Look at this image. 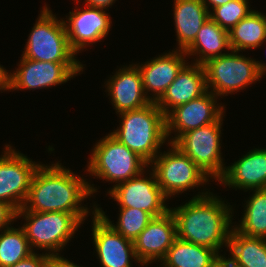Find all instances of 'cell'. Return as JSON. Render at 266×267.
I'll return each mask as SVG.
<instances>
[{"label":"cell","mask_w":266,"mask_h":267,"mask_svg":"<svg viewBox=\"0 0 266 267\" xmlns=\"http://www.w3.org/2000/svg\"><path fill=\"white\" fill-rule=\"evenodd\" d=\"M96 190L93 184L74 175L61 163L51 166L40 164L32 178L26 202L18 211L66 212L84 222L89 210L81 205V201L93 195Z\"/></svg>","instance_id":"cell-1"},{"label":"cell","mask_w":266,"mask_h":267,"mask_svg":"<svg viewBox=\"0 0 266 267\" xmlns=\"http://www.w3.org/2000/svg\"><path fill=\"white\" fill-rule=\"evenodd\" d=\"M231 207L218 196L202 192L184 205L170 208L176 221L177 238L211 248L219 254L223 245L228 246L234 227Z\"/></svg>","instance_id":"cell-2"},{"label":"cell","mask_w":266,"mask_h":267,"mask_svg":"<svg viewBox=\"0 0 266 267\" xmlns=\"http://www.w3.org/2000/svg\"><path fill=\"white\" fill-rule=\"evenodd\" d=\"M119 117L121 126L110 134L150 164L167 140L165 115L156 102H151Z\"/></svg>","instance_id":"cell-3"},{"label":"cell","mask_w":266,"mask_h":267,"mask_svg":"<svg viewBox=\"0 0 266 267\" xmlns=\"http://www.w3.org/2000/svg\"><path fill=\"white\" fill-rule=\"evenodd\" d=\"M213 57L203 63L207 90L215 96H226L260 81L265 75L266 65L250 57L239 55L237 51ZM211 88V89H209Z\"/></svg>","instance_id":"cell-4"},{"label":"cell","mask_w":266,"mask_h":267,"mask_svg":"<svg viewBox=\"0 0 266 267\" xmlns=\"http://www.w3.org/2000/svg\"><path fill=\"white\" fill-rule=\"evenodd\" d=\"M49 9L45 5L41 10L22 57L42 62L81 63L69 45L64 20H58Z\"/></svg>","instance_id":"cell-5"},{"label":"cell","mask_w":266,"mask_h":267,"mask_svg":"<svg viewBox=\"0 0 266 267\" xmlns=\"http://www.w3.org/2000/svg\"><path fill=\"white\" fill-rule=\"evenodd\" d=\"M148 165L137 153L108 134L95 144L86 170L103 181L119 184L144 172Z\"/></svg>","instance_id":"cell-6"},{"label":"cell","mask_w":266,"mask_h":267,"mask_svg":"<svg viewBox=\"0 0 266 267\" xmlns=\"http://www.w3.org/2000/svg\"><path fill=\"white\" fill-rule=\"evenodd\" d=\"M22 216L26 220L22 228L32 250L33 247L40 248L49 255L63 249L83 223L74 214L66 212H16V218Z\"/></svg>","instance_id":"cell-7"},{"label":"cell","mask_w":266,"mask_h":267,"mask_svg":"<svg viewBox=\"0 0 266 267\" xmlns=\"http://www.w3.org/2000/svg\"><path fill=\"white\" fill-rule=\"evenodd\" d=\"M171 149L158 154L149 165H154L157 183L163 194L169 198L194 187L206 185L209 176L185 155L176 145L168 143Z\"/></svg>","instance_id":"cell-8"},{"label":"cell","mask_w":266,"mask_h":267,"mask_svg":"<svg viewBox=\"0 0 266 267\" xmlns=\"http://www.w3.org/2000/svg\"><path fill=\"white\" fill-rule=\"evenodd\" d=\"M223 115L214 123L184 133L175 143L210 178L219 180L225 173L221 158V126Z\"/></svg>","instance_id":"cell-9"},{"label":"cell","mask_w":266,"mask_h":267,"mask_svg":"<svg viewBox=\"0 0 266 267\" xmlns=\"http://www.w3.org/2000/svg\"><path fill=\"white\" fill-rule=\"evenodd\" d=\"M19 67L6 74V89L32 90L52 87L69 81L83 72L81 63H54L31 60L22 57Z\"/></svg>","instance_id":"cell-10"},{"label":"cell","mask_w":266,"mask_h":267,"mask_svg":"<svg viewBox=\"0 0 266 267\" xmlns=\"http://www.w3.org/2000/svg\"><path fill=\"white\" fill-rule=\"evenodd\" d=\"M11 148L6 145L0 156V201L17 212L26 202L32 178L40 164Z\"/></svg>","instance_id":"cell-11"},{"label":"cell","mask_w":266,"mask_h":267,"mask_svg":"<svg viewBox=\"0 0 266 267\" xmlns=\"http://www.w3.org/2000/svg\"><path fill=\"white\" fill-rule=\"evenodd\" d=\"M142 175L144 176L143 172L127 181L115 184L108 193L119 203L120 208L141 209L153 217L164 215L170 210L165 203L168 198L158 185L154 172L149 174L150 178Z\"/></svg>","instance_id":"cell-12"},{"label":"cell","mask_w":266,"mask_h":267,"mask_svg":"<svg viewBox=\"0 0 266 267\" xmlns=\"http://www.w3.org/2000/svg\"><path fill=\"white\" fill-rule=\"evenodd\" d=\"M217 96L207 91L200 97L172 109L166 116V137L175 132L169 143H175L184 133L216 122L224 106H217ZM177 132V133H176ZM177 134V135H176Z\"/></svg>","instance_id":"cell-13"},{"label":"cell","mask_w":266,"mask_h":267,"mask_svg":"<svg viewBox=\"0 0 266 267\" xmlns=\"http://www.w3.org/2000/svg\"><path fill=\"white\" fill-rule=\"evenodd\" d=\"M92 214V238L95 250L103 267H132V259H138L135 254L134 242L124 238L114 230L97 212L96 205ZM132 258V259H131Z\"/></svg>","instance_id":"cell-14"},{"label":"cell","mask_w":266,"mask_h":267,"mask_svg":"<svg viewBox=\"0 0 266 267\" xmlns=\"http://www.w3.org/2000/svg\"><path fill=\"white\" fill-rule=\"evenodd\" d=\"M69 14L64 24L69 45L76 54L108 35L112 22L104 9L85 5L84 9H75Z\"/></svg>","instance_id":"cell-15"},{"label":"cell","mask_w":266,"mask_h":267,"mask_svg":"<svg viewBox=\"0 0 266 267\" xmlns=\"http://www.w3.org/2000/svg\"><path fill=\"white\" fill-rule=\"evenodd\" d=\"M177 238L176 221L169 210L154 217L134 241L136 257L143 266L161 261Z\"/></svg>","instance_id":"cell-16"},{"label":"cell","mask_w":266,"mask_h":267,"mask_svg":"<svg viewBox=\"0 0 266 267\" xmlns=\"http://www.w3.org/2000/svg\"><path fill=\"white\" fill-rule=\"evenodd\" d=\"M106 87L117 114L142 108L152 102L144 92L142 76L136 64L119 68L107 81Z\"/></svg>","instance_id":"cell-17"},{"label":"cell","mask_w":266,"mask_h":267,"mask_svg":"<svg viewBox=\"0 0 266 267\" xmlns=\"http://www.w3.org/2000/svg\"><path fill=\"white\" fill-rule=\"evenodd\" d=\"M164 54L144 64L136 65L142 76L144 92L152 102H157L162 97L186 64L184 58L187 55L184 50L176 49ZM150 91L153 93V97L147 94Z\"/></svg>","instance_id":"cell-18"},{"label":"cell","mask_w":266,"mask_h":267,"mask_svg":"<svg viewBox=\"0 0 266 267\" xmlns=\"http://www.w3.org/2000/svg\"><path fill=\"white\" fill-rule=\"evenodd\" d=\"M187 64L183 66L175 80L156 102L165 116L171 111V108L174 109L179 105L196 99L208 91L203 65L197 63Z\"/></svg>","instance_id":"cell-19"},{"label":"cell","mask_w":266,"mask_h":267,"mask_svg":"<svg viewBox=\"0 0 266 267\" xmlns=\"http://www.w3.org/2000/svg\"><path fill=\"white\" fill-rule=\"evenodd\" d=\"M226 167L218 180L232 188L254 190L266 188V149H254Z\"/></svg>","instance_id":"cell-20"},{"label":"cell","mask_w":266,"mask_h":267,"mask_svg":"<svg viewBox=\"0 0 266 267\" xmlns=\"http://www.w3.org/2000/svg\"><path fill=\"white\" fill-rule=\"evenodd\" d=\"M174 21L178 50H185L207 22L209 12L202 0H174Z\"/></svg>","instance_id":"cell-21"},{"label":"cell","mask_w":266,"mask_h":267,"mask_svg":"<svg viewBox=\"0 0 266 267\" xmlns=\"http://www.w3.org/2000/svg\"><path fill=\"white\" fill-rule=\"evenodd\" d=\"M223 49L231 51L229 32L210 18L201 27L195 40L184 50L188 56L199 55L194 63L203 64L208 59L225 55ZM201 54V55H200Z\"/></svg>","instance_id":"cell-22"},{"label":"cell","mask_w":266,"mask_h":267,"mask_svg":"<svg viewBox=\"0 0 266 267\" xmlns=\"http://www.w3.org/2000/svg\"><path fill=\"white\" fill-rule=\"evenodd\" d=\"M266 41V16L253 10L229 31L231 51L260 47Z\"/></svg>","instance_id":"cell-23"},{"label":"cell","mask_w":266,"mask_h":267,"mask_svg":"<svg viewBox=\"0 0 266 267\" xmlns=\"http://www.w3.org/2000/svg\"><path fill=\"white\" fill-rule=\"evenodd\" d=\"M231 259L243 267H266V239L250 237L232 228L228 246Z\"/></svg>","instance_id":"cell-24"},{"label":"cell","mask_w":266,"mask_h":267,"mask_svg":"<svg viewBox=\"0 0 266 267\" xmlns=\"http://www.w3.org/2000/svg\"><path fill=\"white\" fill-rule=\"evenodd\" d=\"M217 254L211 248L176 238L161 263L163 267H208Z\"/></svg>","instance_id":"cell-25"},{"label":"cell","mask_w":266,"mask_h":267,"mask_svg":"<svg viewBox=\"0 0 266 267\" xmlns=\"http://www.w3.org/2000/svg\"><path fill=\"white\" fill-rule=\"evenodd\" d=\"M252 191L254 193L246 201L243 218L234 228L246 236L266 239V188Z\"/></svg>","instance_id":"cell-26"},{"label":"cell","mask_w":266,"mask_h":267,"mask_svg":"<svg viewBox=\"0 0 266 267\" xmlns=\"http://www.w3.org/2000/svg\"><path fill=\"white\" fill-rule=\"evenodd\" d=\"M0 234V267H8L30 256L32 250L24 229L8 227Z\"/></svg>","instance_id":"cell-27"},{"label":"cell","mask_w":266,"mask_h":267,"mask_svg":"<svg viewBox=\"0 0 266 267\" xmlns=\"http://www.w3.org/2000/svg\"><path fill=\"white\" fill-rule=\"evenodd\" d=\"M102 208H96V212L118 233L124 238L132 240L133 242L139 234L147 227L149 222L154 218L150 213L134 208H120L119 219L116 224L105 215Z\"/></svg>","instance_id":"cell-28"},{"label":"cell","mask_w":266,"mask_h":267,"mask_svg":"<svg viewBox=\"0 0 266 267\" xmlns=\"http://www.w3.org/2000/svg\"><path fill=\"white\" fill-rule=\"evenodd\" d=\"M248 0H231L228 3L215 7L209 12V17L221 28L228 32L253 10H249Z\"/></svg>","instance_id":"cell-29"},{"label":"cell","mask_w":266,"mask_h":267,"mask_svg":"<svg viewBox=\"0 0 266 267\" xmlns=\"http://www.w3.org/2000/svg\"><path fill=\"white\" fill-rule=\"evenodd\" d=\"M49 254H37L33 252L27 258L8 267H48Z\"/></svg>","instance_id":"cell-30"},{"label":"cell","mask_w":266,"mask_h":267,"mask_svg":"<svg viewBox=\"0 0 266 267\" xmlns=\"http://www.w3.org/2000/svg\"><path fill=\"white\" fill-rule=\"evenodd\" d=\"M16 218V211L7 203L0 201V231L7 229Z\"/></svg>","instance_id":"cell-31"},{"label":"cell","mask_w":266,"mask_h":267,"mask_svg":"<svg viewBox=\"0 0 266 267\" xmlns=\"http://www.w3.org/2000/svg\"><path fill=\"white\" fill-rule=\"evenodd\" d=\"M48 267H80L65 259L63 256L61 257L59 253L49 255Z\"/></svg>","instance_id":"cell-32"},{"label":"cell","mask_w":266,"mask_h":267,"mask_svg":"<svg viewBox=\"0 0 266 267\" xmlns=\"http://www.w3.org/2000/svg\"><path fill=\"white\" fill-rule=\"evenodd\" d=\"M115 1L116 0H85L87 6L102 8V9H107L108 7L113 5Z\"/></svg>","instance_id":"cell-33"},{"label":"cell","mask_w":266,"mask_h":267,"mask_svg":"<svg viewBox=\"0 0 266 267\" xmlns=\"http://www.w3.org/2000/svg\"><path fill=\"white\" fill-rule=\"evenodd\" d=\"M208 267H227V259L225 256L217 254Z\"/></svg>","instance_id":"cell-34"},{"label":"cell","mask_w":266,"mask_h":267,"mask_svg":"<svg viewBox=\"0 0 266 267\" xmlns=\"http://www.w3.org/2000/svg\"><path fill=\"white\" fill-rule=\"evenodd\" d=\"M202 1H203L204 5L207 7V10L209 11L210 10L209 5H211L212 9H213L215 7L226 4L231 0H202Z\"/></svg>","instance_id":"cell-35"},{"label":"cell","mask_w":266,"mask_h":267,"mask_svg":"<svg viewBox=\"0 0 266 267\" xmlns=\"http://www.w3.org/2000/svg\"><path fill=\"white\" fill-rule=\"evenodd\" d=\"M6 74H7V70L0 65V90H6Z\"/></svg>","instance_id":"cell-36"},{"label":"cell","mask_w":266,"mask_h":267,"mask_svg":"<svg viewBox=\"0 0 266 267\" xmlns=\"http://www.w3.org/2000/svg\"><path fill=\"white\" fill-rule=\"evenodd\" d=\"M227 267H243V266L238 264L237 262H235L231 258H228L227 259Z\"/></svg>","instance_id":"cell-37"}]
</instances>
